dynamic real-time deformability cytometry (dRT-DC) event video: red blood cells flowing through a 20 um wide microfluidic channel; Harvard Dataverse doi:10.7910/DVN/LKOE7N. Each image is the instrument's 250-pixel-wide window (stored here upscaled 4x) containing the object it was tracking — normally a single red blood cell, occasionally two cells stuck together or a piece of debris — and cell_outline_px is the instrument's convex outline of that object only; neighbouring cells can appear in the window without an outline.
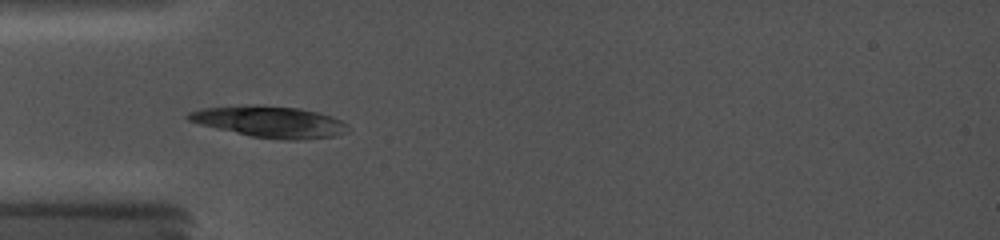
{"species": "common noctule bat (a hibernating species)", "species_latin": "Nyctalus noctula", "temperature_condition": "cold", "stored_images_in_passage": 1, "camera_frame_rate_fps": 5000, "um_per_image_px": 0.085, "animal": {"sex": "female", "body_mass_g": 19.0, "forearm_length_mm": 56.7}, "frame": {"image": 1, "passage_image": 1, "time_ms": 0.0, "image_size_px": [1000, 240], "cell_outline_px": [[348, 132], [336, 136], [296, 140], [284, 140], [252, 136], [200, 124], [188, 120], [184, 116], [188, 112], [204, 108], [300, 108], [332, 116], [344, 120], [348, 124]], "centroid_in_image_um": [23.06, 10.41], "position_along_channel_um": 61.9, "area_um2": 27.8}}